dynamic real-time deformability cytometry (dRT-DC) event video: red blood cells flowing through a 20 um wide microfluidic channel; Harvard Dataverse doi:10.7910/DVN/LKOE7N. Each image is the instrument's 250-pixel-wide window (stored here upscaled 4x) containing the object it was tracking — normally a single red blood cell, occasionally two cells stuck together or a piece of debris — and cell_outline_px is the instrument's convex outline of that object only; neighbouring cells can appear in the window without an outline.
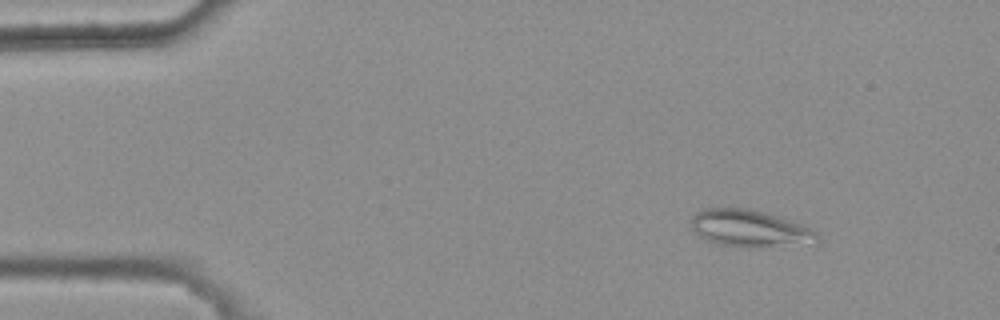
{"species": "common noctule bat (a hibernating species)", "species_latin": "Nyctalus noctula", "temperature_condition": "warm", "stored_images_in_passage": 4, "camera_frame_rate_fps": 3000, "um_per_image_px": 0.085, "animal": {"sex": "female", "body_mass_g": 25.1}, "frame": {"image": 1, "passage_image": 1, "time_ms": 0.0, "image_size_px": [1000, 320], "cell_outline_px": [[820, 236], [752, 248], [736, 248], [712, 244], [704, 240], [692, 228], [692, 216], [696, 212], [704, 208], [748, 208], [764, 212], [800, 224], [816, 232]], "centroid_in_image_um": [63.44, 19.38], "position_along_channel_um": 21.6, "area_um2": 25.95}}